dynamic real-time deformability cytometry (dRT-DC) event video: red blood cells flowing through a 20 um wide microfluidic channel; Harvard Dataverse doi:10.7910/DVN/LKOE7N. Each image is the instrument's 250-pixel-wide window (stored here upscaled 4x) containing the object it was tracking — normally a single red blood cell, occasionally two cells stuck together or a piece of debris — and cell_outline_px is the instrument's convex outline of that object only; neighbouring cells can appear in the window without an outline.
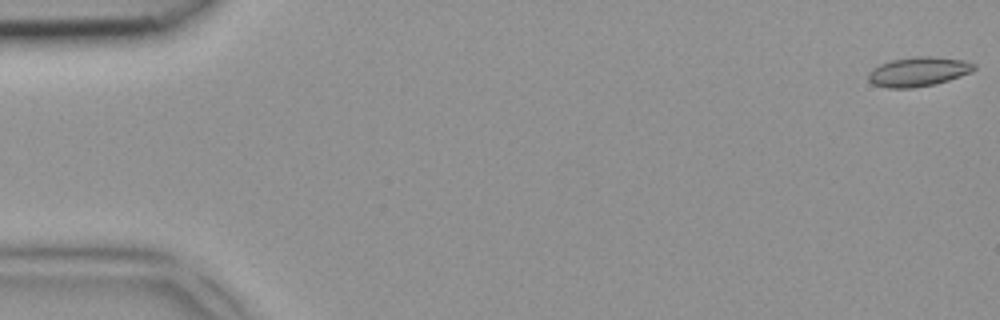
{"species": "common noctule bat (a hibernating species)", "species_latin": "Nyctalus noctula", "temperature_condition": "room temperature", "stored_images_in_passage": 4, "camera_frame_rate_fps": 3000, "um_per_image_px": 0.085, "animal": {"sex": "female", "body_mass_g": 18.4}, "frame": {"image": 1, "passage_image": 1, "time_ms": 0.0, "image_size_px": [1000, 320], "cell_outline_px": [[976, 68], [972, 72], [948, 80], [932, 84], [912, 88], [888, 88], [872, 84], [868, 80], [868, 72], [872, 68], [880, 64], [892, 60], [916, 56], [928, 56], [964, 60], [976, 64]], "centroid_in_image_um": [78.04, 6.09], "position_along_channel_um": 7.0, "area_um2": 18.09}}